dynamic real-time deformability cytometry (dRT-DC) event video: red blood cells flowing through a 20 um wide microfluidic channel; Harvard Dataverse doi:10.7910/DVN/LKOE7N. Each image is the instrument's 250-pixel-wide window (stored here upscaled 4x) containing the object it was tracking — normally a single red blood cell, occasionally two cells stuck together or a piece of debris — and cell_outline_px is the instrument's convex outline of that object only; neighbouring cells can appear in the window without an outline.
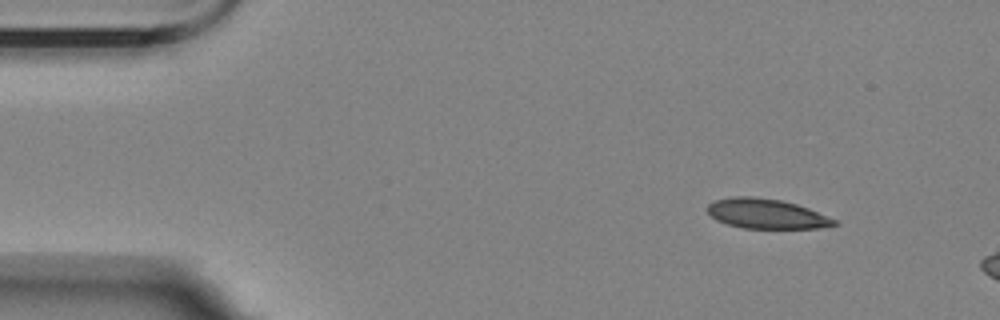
{"species": "Egyptian fruit bat (a non-hibernating species)", "species_latin": "Rousettus aegyptiacus", "temperature_condition": "room temperature", "stored_images_in_passage": 3, "camera_frame_rate_fps": 3000, "um_per_image_px": 0.085, "animal": {"sex": "female"}, "frame": {"image": 1, "passage_image": 1, "time_ms": 0.0, "image_size_px": [1000, 320], "cell_outline_px": [[840, 224], [820, 228], [744, 228], [728, 224], [716, 220], [708, 212], [708, 204], [716, 200], [732, 196], [752, 196], [780, 200], [796, 204], [808, 208], [836, 220]], "centroid_in_image_um": [65.15, 18.17], "position_along_channel_um": 19.9, "area_um2": 21.85}}